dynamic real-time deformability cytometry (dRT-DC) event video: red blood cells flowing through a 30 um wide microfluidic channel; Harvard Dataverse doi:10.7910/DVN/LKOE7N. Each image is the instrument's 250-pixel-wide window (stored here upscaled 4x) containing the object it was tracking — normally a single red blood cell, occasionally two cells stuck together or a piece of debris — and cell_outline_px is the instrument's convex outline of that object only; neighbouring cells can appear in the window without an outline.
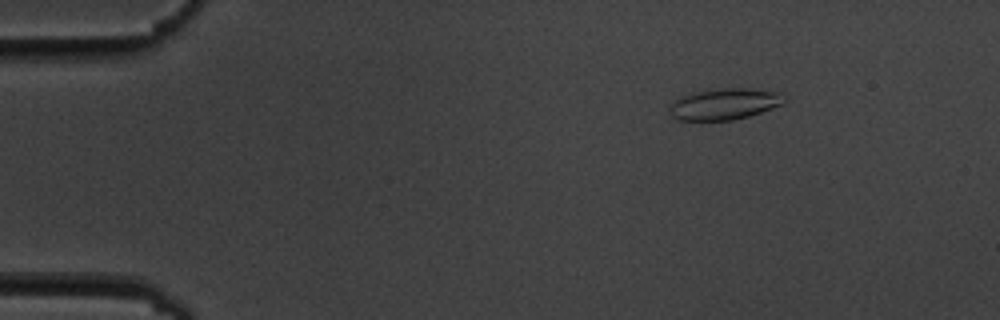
{"species": "common noctule bat (a hibernating species)", "species_latin": "Nyctalus noctula", "temperature_condition": "cold", "stored_images_in_passage": 53, "camera_frame_rate_fps": 3000, "um_per_image_px": 0.085, "animal": {"sex": "male", "body_mass_g": 19.5, "forearm_length_mm": 54.6}, "frame": {"image": 1, "passage_image": 4, "time_ms": 1.0, "image_size_px": [1000, 320], "cell_outline_px": [[788, 100], [784, 104], [748, 116], [732, 120], [676, 120], [672, 116], [668, 104], [672, 100], [688, 92], [720, 88], [752, 88], [780, 92]], "centroid_in_image_um": [61.55, 8.82], "position_along_channel_um": 23.4, "area_um2": 21.39}}
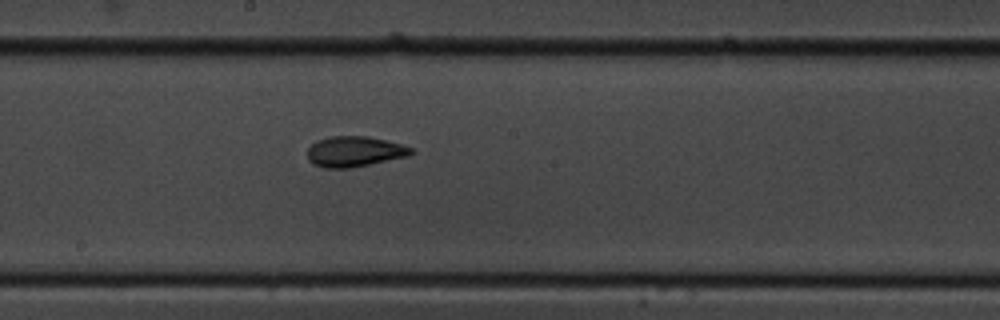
{"frame": {"image": 2, "passage_image": 27, "time_ms": 8.667, "image_size_px": [1000, 320], "cell_outline_px": [[416, 152], [408, 156], [348, 168], [324, 168], [312, 164], [308, 160], [308, 148], [316, 140], [328, 136], [368, 136], [400, 144], [412, 148]], "centroid_in_image_um": [30.1, 12.87], "position_along_channel_um": 218.1, "area_um2": 18.38}}
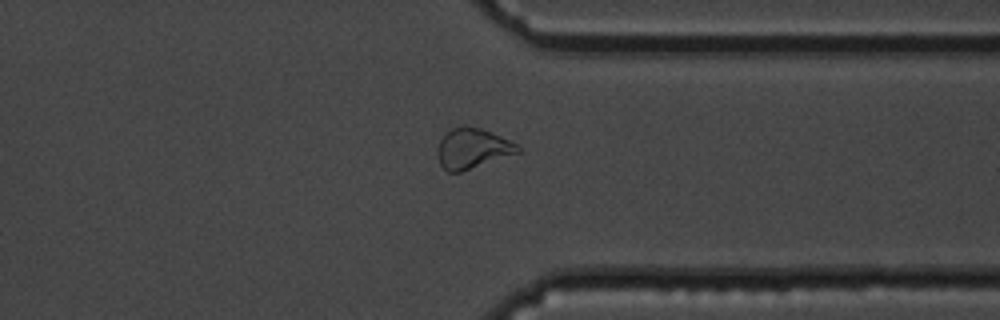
{"frame": {"image": 3, "passage_image": 40, "time_ms": 13.0, "image_size_px": [1000, 320], "cell_outline_px": [[520, 152], [460, 172], [448, 172], [440, 164], [436, 156], [436, 148], [440, 140], [452, 128], [460, 124], [464, 124], [480, 128], [492, 132], [516, 144], [520, 148]], "centroid_in_image_um": [40.11, 12.6], "position_along_channel_um": 371.3, "area_um2": 18.84}, "authors_computed_cell_mechanics": {"area_um2": 18.8428, "velocity_mm_per_s": 3.5595, "shape_relaxation_time_tau1_ms": 6.4733, "shape_relaxation_time_tau2_ms": 3.7001, "deformation_change_tau1": 0.1786, "deformation_change_tau2": 0.114}}